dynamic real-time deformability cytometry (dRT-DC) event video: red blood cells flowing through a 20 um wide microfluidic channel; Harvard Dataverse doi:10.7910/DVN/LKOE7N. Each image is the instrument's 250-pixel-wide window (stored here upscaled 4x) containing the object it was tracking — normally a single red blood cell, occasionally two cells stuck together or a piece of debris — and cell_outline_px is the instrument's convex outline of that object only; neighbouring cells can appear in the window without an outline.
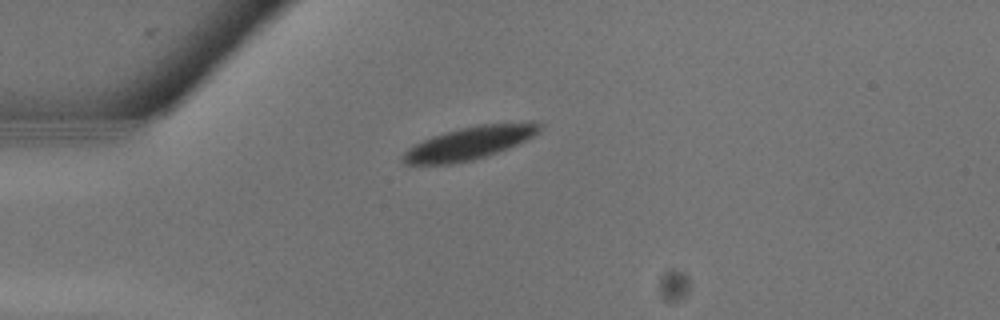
{"species": "common noctule bat (a hibernating species)", "species_latin": "Nyctalus noctula", "temperature_condition": "warm", "stored_images_in_passage": 19, "camera_frame_rate_fps": 3000, "um_per_image_px": 0.085, "animal": {"sex": "male", "body_mass_g": 13.3}, "frame": {"image": 1, "passage_image": 1, "time_ms": 0.0, "image_size_px": [1000, 320], "cell_outline_px": [[540, 128], [532, 136], [508, 148], [472, 160], [452, 164], [404, 164], [400, 160], [400, 156], [408, 148], [432, 136], [444, 132], [476, 124], [528, 120], [532, 120], [540, 124]], "centroid_in_image_um": [39.89, 12.13], "position_along_channel_um": 45.1, "area_um2": 26.3}}
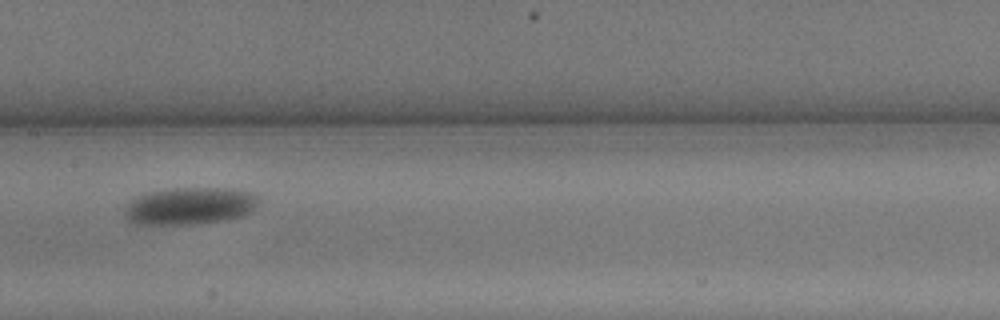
{"frame": {"image": 2, "passage_image": 8, "time_ms": 2.333, "image_size_px": [1000, 320], "cell_outline_px": [[260, 200], [256, 208], [252, 212], [244, 216], [224, 220], [196, 224], [132, 224], [124, 216], [124, 208], [136, 196], [148, 192], [172, 188], [232, 188], [256, 192], [260, 196]], "centroid_in_image_um": [16.2, 17.5], "position_along_channel_um": 191.2, "area_um2": 29.71}}
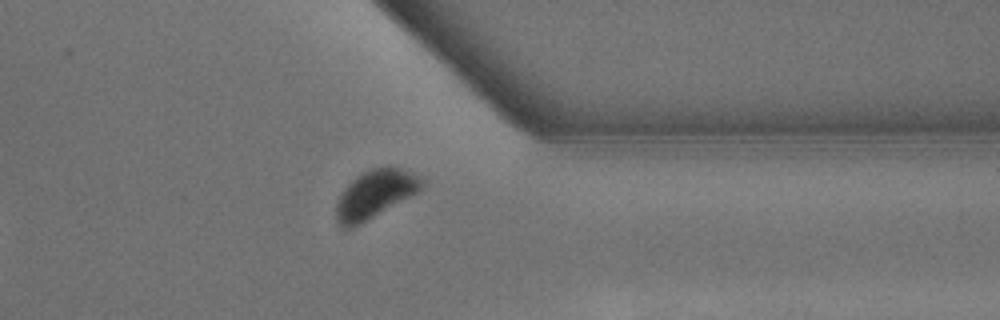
{"frame": {"image": 3, "passage_image": 16, "time_ms": 5.0, "image_size_px": [1000, 320], "cell_outline_px": [[424, 184], [420, 192], [360, 224], [352, 228], [340, 228], [336, 220], [336, 204], [344, 188], [356, 176], [372, 168], [400, 168], [416, 176]], "centroid_in_image_um": [31.84, 16.55], "position_along_channel_um": 379.6, "area_um2": 23.64}}